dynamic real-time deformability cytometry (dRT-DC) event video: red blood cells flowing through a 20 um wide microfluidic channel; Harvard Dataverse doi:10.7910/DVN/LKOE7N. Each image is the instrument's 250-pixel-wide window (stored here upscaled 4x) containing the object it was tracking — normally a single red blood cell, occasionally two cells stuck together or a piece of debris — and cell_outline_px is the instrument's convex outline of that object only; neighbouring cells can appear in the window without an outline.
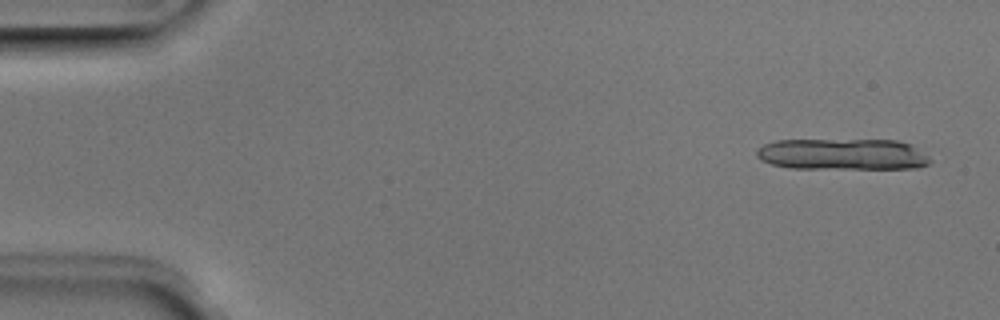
{"species": "Egyptian fruit bat (a non-hibernating species)", "species_latin": "Rousettus aegyptiacus", "temperature_condition": "room temperature", "stored_images_in_passage": 4, "camera_frame_rate_fps": 3000, "um_per_image_px": 0.085, "animal": {"sex": "male"}, "frame": {"image": 1, "passage_image": 1, "time_ms": 0.0, "image_size_px": [1000, 320], "cell_outline_px": [[932, 160], [928, 164], [920, 168], [788, 168], [772, 164], [760, 160], [756, 156], [756, 148], [764, 144], [776, 140], [896, 140], [912, 144], [928, 156]], "centroid_in_image_um": [71.61, 13.11], "position_along_channel_um": 13.4, "area_um2": 31.85}}